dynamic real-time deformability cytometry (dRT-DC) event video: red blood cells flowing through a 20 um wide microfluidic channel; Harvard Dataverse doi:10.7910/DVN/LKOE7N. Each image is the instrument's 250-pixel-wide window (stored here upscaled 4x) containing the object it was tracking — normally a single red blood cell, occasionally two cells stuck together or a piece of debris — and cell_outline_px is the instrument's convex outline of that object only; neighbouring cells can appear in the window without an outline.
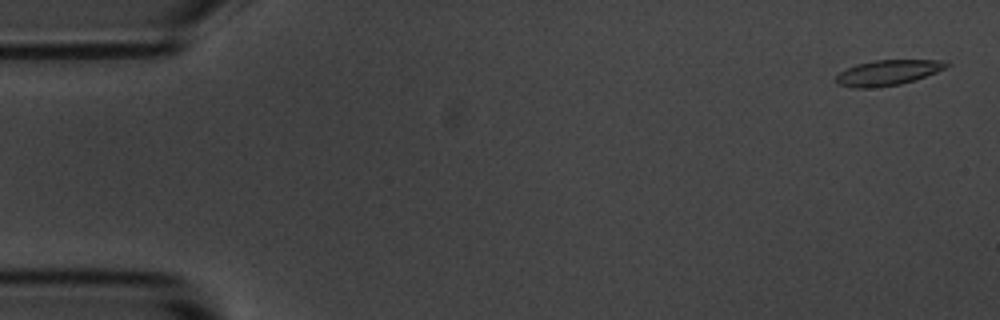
{"species": "common noctule bat (a hibernating species)", "species_latin": "Nyctalus noctula", "temperature_condition": "room temperature", "stored_images_in_passage": 5, "camera_frame_rate_fps": 3000, "um_per_image_px": 0.085, "animal": {"sex": "male", "body_mass_g": 20.1, "forearm_length_mm": 53.5}, "frame": {"image": 1, "passage_image": 1, "time_ms": 0.0, "image_size_px": [1000, 320], "cell_outline_px": [[948, 64], [944, 68], [936, 72], [916, 80], [900, 84], [864, 88], [852, 88], [840, 84], [836, 80], [836, 76], [840, 72], [856, 64], [876, 60], [940, 60]], "centroid_in_image_um": [75.44, 6.17], "position_along_channel_um": 9.6, "area_um2": 15.95}}
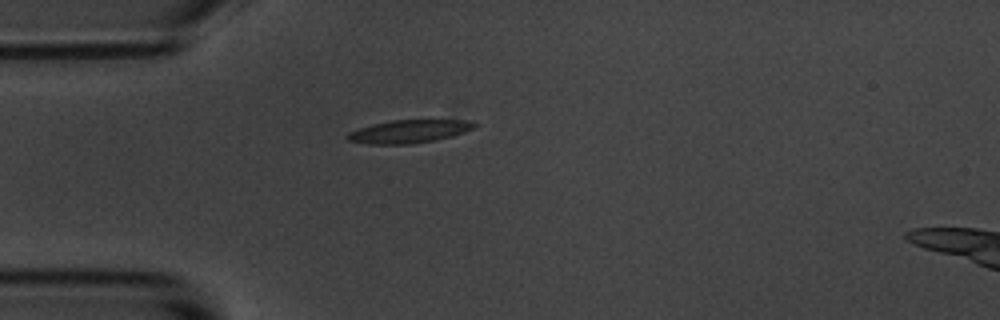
{"frame": {"image": 2, "passage_image": 5, "time_ms": 1.333, "image_size_px": [1000, 320], "cell_outline_px": [[480, 124], [464, 132], [452, 136], [432, 140], [408, 144], [368, 144], [348, 140], [344, 136], [348, 132], [372, 124], [392, 120], [464, 120]], "centroid_in_image_um": [34.72, 11.16], "position_along_channel_um": 50.3, "area_um2": 16.88}}